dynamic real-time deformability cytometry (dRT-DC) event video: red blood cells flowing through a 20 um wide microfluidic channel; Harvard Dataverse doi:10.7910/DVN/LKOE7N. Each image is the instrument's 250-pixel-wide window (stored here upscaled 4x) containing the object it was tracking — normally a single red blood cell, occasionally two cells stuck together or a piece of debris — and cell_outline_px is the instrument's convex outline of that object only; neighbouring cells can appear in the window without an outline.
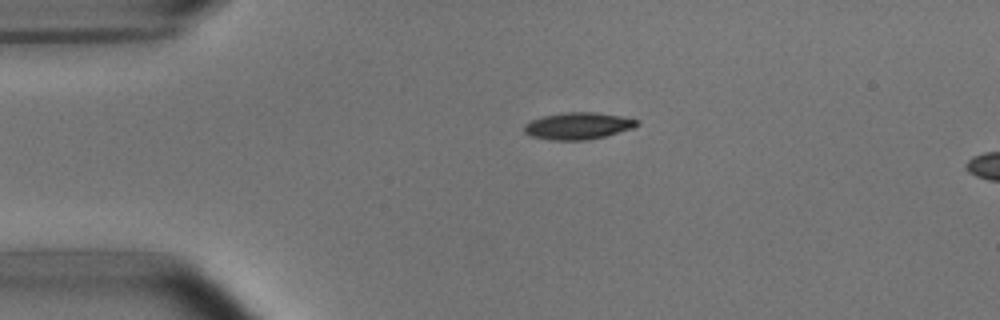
{"species": "common noctule bat (a hibernating species)", "species_latin": "Nyctalus noctula", "temperature_condition": "room temperature", "stored_images_in_passage": 5, "camera_frame_rate_fps": 3000, "um_per_image_px": 0.085, "animal": {"sex": "male", "body_mass_g": 15.6}, "frame": {"image": 1, "passage_image": 1, "time_ms": 0.0, "image_size_px": [1000, 320], "cell_outline_px": [[640, 124], [632, 128], [604, 136], [588, 140], [552, 140], [532, 136], [524, 132], [524, 124], [532, 120], [544, 116], [564, 112], [596, 112], [620, 116], [640, 120]], "centroid_in_image_um": [49.14, 10.69], "position_along_channel_um": 35.9, "area_um2": 17.57}}